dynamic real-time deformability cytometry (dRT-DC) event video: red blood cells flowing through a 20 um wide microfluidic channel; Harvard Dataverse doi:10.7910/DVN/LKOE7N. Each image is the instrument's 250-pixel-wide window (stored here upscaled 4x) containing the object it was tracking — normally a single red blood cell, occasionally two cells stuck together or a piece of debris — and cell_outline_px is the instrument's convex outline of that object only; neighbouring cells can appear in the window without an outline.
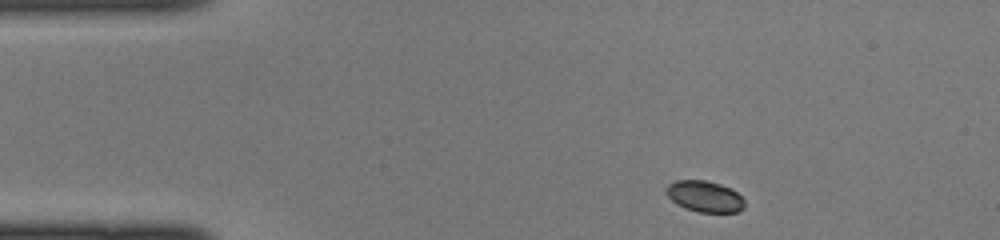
{"species": "common noctule bat (a hibernating species)", "species_latin": "Nyctalus noctula", "temperature_condition": "cold", "stored_images_in_passage": 39, "camera_frame_rate_fps": 3000, "um_per_image_px": 0.085, "animal": {"sex": "female", "body_mass_g": 22.0, "forearm_length_mm": 56.7}, "frame": {"image": 1, "passage_image": 1, "time_ms": 0.0, "image_size_px": [1000, 240], "cell_outline_px": [[744, 208], [736, 212], [700, 212], [676, 204], [664, 192], [664, 188], [668, 184], [676, 180], [708, 180], [732, 188], [744, 200]], "centroid_in_image_um": [59.88, 16.67], "position_along_channel_um": 25.1, "area_um2": 14.28}}
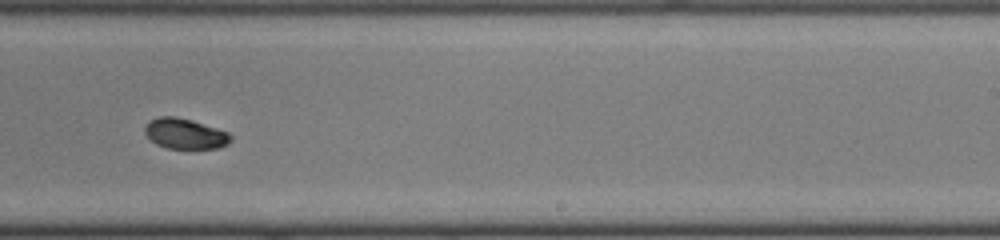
{"frame": {"image": 2, "passage_image": 22, "time_ms": 7.0, "image_size_px": [1000, 240], "cell_outline_px": [[232, 140], [228, 144], [220, 148], [164, 148], [156, 144], [144, 132], [144, 128], [148, 120], [160, 116], [176, 116], [192, 120], [228, 132], [232, 136]], "centroid_in_image_um": [15.72, 11.36], "position_along_channel_um": 273.3, "area_um2": 15.32}}
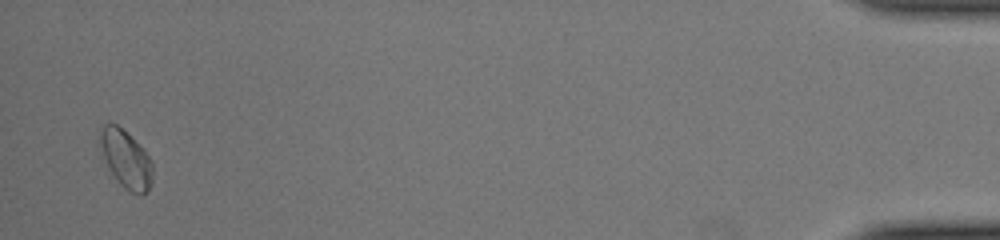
{"frame": {"image": 3, "passage_image": 38, "time_ms": 12.333, "image_size_px": [1000, 240], "cell_outline_px": [[152, 180], [148, 192], [140, 196], [124, 188], [120, 184], [112, 172], [104, 156], [100, 144], [100, 132], [104, 124], [116, 124], [152, 160]], "centroid_in_image_um": [10.73, 13.59], "position_along_channel_um": 424.5, "area_um2": 16.88}}